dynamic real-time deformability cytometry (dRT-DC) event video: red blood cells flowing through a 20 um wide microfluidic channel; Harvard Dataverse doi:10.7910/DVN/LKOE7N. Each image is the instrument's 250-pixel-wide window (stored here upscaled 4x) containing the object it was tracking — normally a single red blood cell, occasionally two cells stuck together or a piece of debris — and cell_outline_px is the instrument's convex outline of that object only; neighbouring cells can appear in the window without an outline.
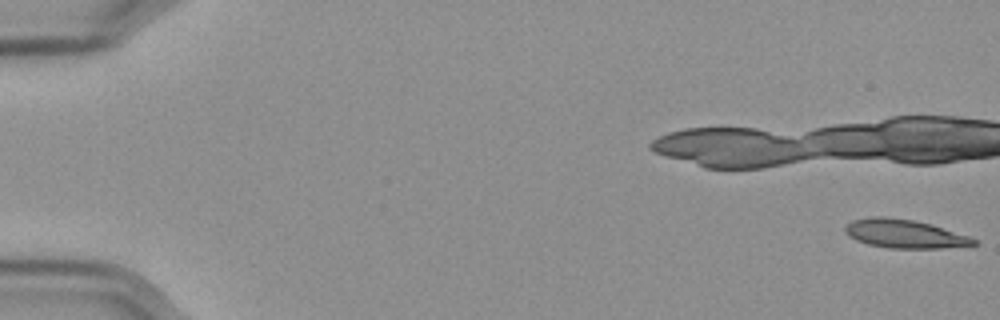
{"species": "Egyptian fruit bat (a non-hibernating species)", "species_latin": "Rousettus aegyptiacus", "temperature_condition": "cold", "stored_images_in_passage": 12, "camera_frame_rate_fps": 3000, "um_per_image_px": 0.085, "frame": {"image": 1, "passage_image": 1, "time_ms": 0.0, "image_size_px": [1000, 320], "cell_outline_px": [[976, 244], [940, 248], [888, 248], [868, 244], [856, 240], [848, 236], [844, 232], [844, 228], [852, 220], [872, 216], [884, 216], [912, 220], [932, 224], [968, 236], [976, 240]], "centroid_in_image_um": [76.82, 19.86], "position_along_channel_um": 8.2, "area_um2": 21.27}}